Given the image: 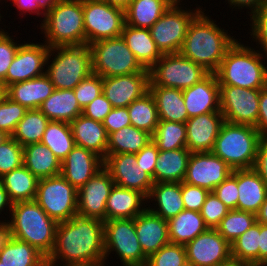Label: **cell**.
Instances as JSON below:
<instances>
[{
    "label": "cell",
    "mask_w": 267,
    "mask_h": 266,
    "mask_svg": "<svg viewBox=\"0 0 267 266\" xmlns=\"http://www.w3.org/2000/svg\"><path fill=\"white\" fill-rule=\"evenodd\" d=\"M155 99L159 120L186 123L189 119L182 90L163 86H149Z\"/></svg>",
    "instance_id": "cell-33"
},
{
    "label": "cell",
    "mask_w": 267,
    "mask_h": 266,
    "mask_svg": "<svg viewBox=\"0 0 267 266\" xmlns=\"http://www.w3.org/2000/svg\"><path fill=\"white\" fill-rule=\"evenodd\" d=\"M28 41L23 40L20 44L17 54L7 70L6 78L0 84V92L11 84L31 80L45 74L50 47L45 42Z\"/></svg>",
    "instance_id": "cell-15"
},
{
    "label": "cell",
    "mask_w": 267,
    "mask_h": 266,
    "mask_svg": "<svg viewBox=\"0 0 267 266\" xmlns=\"http://www.w3.org/2000/svg\"><path fill=\"white\" fill-rule=\"evenodd\" d=\"M104 168L110 173L115 185L149 196L154 182L150 175L137 166L136 154L107 155L104 159Z\"/></svg>",
    "instance_id": "cell-18"
},
{
    "label": "cell",
    "mask_w": 267,
    "mask_h": 266,
    "mask_svg": "<svg viewBox=\"0 0 267 266\" xmlns=\"http://www.w3.org/2000/svg\"><path fill=\"white\" fill-rule=\"evenodd\" d=\"M1 1H3V0H0V3H1V6H2V4H4V2L2 3ZM5 1V3L7 2L6 0H4ZM0 6V7H1ZM2 9V7L0 8V10Z\"/></svg>",
    "instance_id": "cell-74"
},
{
    "label": "cell",
    "mask_w": 267,
    "mask_h": 266,
    "mask_svg": "<svg viewBox=\"0 0 267 266\" xmlns=\"http://www.w3.org/2000/svg\"><path fill=\"white\" fill-rule=\"evenodd\" d=\"M68 266H105V265H68Z\"/></svg>",
    "instance_id": "cell-72"
},
{
    "label": "cell",
    "mask_w": 267,
    "mask_h": 266,
    "mask_svg": "<svg viewBox=\"0 0 267 266\" xmlns=\"http://www.w3.org/2000/svg\"><path fill=\"white\" fill-rule=\"evenodd\" d=\"M112 105L109 100L101 93L91 103L83 108L82 114L90 119L101 122L112 110Z\"/></svg>",
    "instance_id": "cell-55"
},
{
    "label": "cell",
    "mask_w": 267,
    "mask_h": 266,
    "mask_svg": "<svg viewBox=\"0 0 267 266\" xmlns=\"http://www.w3.org/2000/svg\"><path fill=\"white\" fill-rule=\"evenodd\" d=\"M167 224L170 243L182 245L209 229L200 212L186 209L167 220Z\"/></svg>",
    "instance_id": "cell-35"
},
{
    "label": "cell",
    "mask_w": 267,
    "mask_h": 266,
    "mask_svg": "<svg viewBox=\"0 0 267 266\" xmlns=\"http://www.w3.org/2000/svg\"><path fill=\"white\" fill-rule=\"evenodd\" d=\"M104 167V160L83 147L75 146L61 163V175L76 190Z\"/></svg>",
    "instance_id": "cell-22"
},
{
    "label": "cell",
    "mask_w": 267,
    "mask_h": 266,
    "mask_svg": "<svg viewBox=\"0 0 267 266\" xmlns=\"http://www.w3.org/2000/svg\"><path fill=\"white\" fill-rule=\"evenodd\" d=\"M89 47L92 73L98 74L102 78L128 75L145 70L122 36L98 40Z\"/></svg>",
    "instance_id": "cell-8"
},
{
    "label": "cell",
    "mask_w": 267,
    "mask_h": 266,
    "mask_svg": "<svg viewBox=\"0 0 267 266\" xmlns=\"http://www.w3.org/2000/svg\"><path fill=\"white\" fill-rule=\"evenodd\" d=\"M229 210L230 209L219 200L213 192H209L200 213L208 228L215 229Z\"/></svg>",
    "instance_id": "cell-52"
},
{
    "label": "cell",
    "mask_w": 267,
    "mask_h": 266,
    "mask_svg": "<svg viewBox=\"0 0 267 266\" xmlns=\"http://www.w3.org/2000/svg\"><path fill=\"white\" fill-rule=\"evenodd\" d=\"M113 186L110 173L103 167L77 190V215L105 222L106 202Z\"/></svg>",
    "instance_id": "cell-19"
},
{
    "label": "cell",
    "mask_w": 267,
    "mask_h": 266,
    "mask_svg": "<svg viewBox=\"0 0 267 266\" xmlns=\"http://www.w3.org/2000/svg\"><path fill=\"white\" fill-rule=\"evenodd\" d=\"M256 222V214L233 209L215 229L231 244Z\"/></svg>",
    "instance_id": "cell-45"
},
{
    "label": "cell",
    "mask_w": 267,
    "mask_h": 266,
    "mask_svg": "<svg viewBox=\"0 0 267 266\" xmlns=\"http://www.w3.org/2000/svg\"><path fill=\"white\" fill-rule=\"evenodd\" d=\"M41 143L50 149L61 163L76 146L70 124L64 121H50Z\"/></svg>",
    "instance_id": "cell-40"
},
{
    "label": "cell",
    "mask_w": 267,
    "mask_h": 266,
    "mask_svg": "<svg viewBox=\"0 0 267 266\" xmlns=\"http://www.w3.org/2000/svg\"><path fill=\"white\" fill-rule=\"evenodd\" d=\"M249 18V40L255 42L256 49L267 55V1Z\"/></svg>",
    "instance_id": "cell-48"
},
{
    "label": "cell",
    "mask_w": 267,
    "mask_h": 266,
    "mask_svg": "<svg viewBox=\"0 0 267 266\" xmlns=\"http://www.w3.org/2000/svg\"><path fill=\"white\" fill-rule=\"evenodd\" d=\"M104 251L105 266H109L107 260L111 252L115 256L118 255L121 266H145L147 263L148 257L143 253L137 238L134 218L104 222Z\"/></svg>",
    "instance_id": "cell-9"
},
{
    "label": "cell",
    "mask_w": 267,
    "mask_h": 266,
    "mask_svg": "<svg viewBox=\"0 0 267 266\" xmlns=\"http://www.w3.org/2000/svg\"><path fill=\"white\" fill-rule=\"evenodd\" d=\"M180 266H195V265L192 262H190L189 260H186Z\"/></svg>",
    "instance_id": "cell-71"
},
{
    "label": "cell",
    "mask_w": 267,
    "mask_h": 266,
    "mask_svg": "<svg viewBox=\"0 0 267 266\" xmlns=\"http://www.w3.org/2000/svg\"><path fill=\"white\" fill-rule=\"evenodd\" d=\"M232 171L226 162L212 152H192L183 182L212 192Z\"/></svg>",
    "instance_id": "cell-16"
},
{
    "label": "cell",
    "mask_w": 267,
    "mask_h": 266,
    "mask_svg": "<svg viewBox=\"0 0 267 266\" xmlns=\"http://www.w3.org/2000/svg\"><path fill=\"white\" fill-rule=\"evenodd\" d=\"M10 136L4 133L3 131H0V144L5 142Z\"/></svg>",
    "instance_id": "cell-70"
},
{
    "label": "cell",
    "mask_w": 267,
    "mask_h": 266,
    "mask_svg": "<svg viewBox=\"0 0 267 266\" xmlns=\"http://www.w3.org/2000/svg\"><path fill=\"white\" fill-rule=\"evenodd\" d=\"M9 1H11L12 6L16 7L15 9L19 10L18 11L19 14H17V17L21 16L23 18L24 15L26 17V14L27 15L36 14L35 18H33V19L40 17L39 18L41 20L40 22H42L45 15H46V11L42 8L41 4H39L35 0H9ZM7 2H8V0H7Z\"/></svg>",
    "instance_id": "cell-58"
},
{
    "label": "cell",
    "mask_w": 267,
    "mask_h": 266,
    "mask_svg": "<svg viewBox=\"0 0 267 266\" xmlns=\"http://www.w3.org/2000/svg\"><path fill=\"white\" fill-rule=\"evenodd\" d=\"M259 266H267V225L260 224Z\"/></svg>",
    "instance_id": "cell-62"
},
{
    "label": "cell",
    "mask_w": 267,
    "mask_h": 266,
    "mask_svg": "<svg viewBox=\"0 0 267 266\" xmlns=\"http://www.w3.org/2000/svg\"><path fill=\"white\" fill-rule=\"evenodd\" d=\"M182 94L189 118L220 112V86L215 73H209L198 83L182 90Z\"/></svg>",
    "instance_id": "cell-23"
},
{
    "label": "cell",
    "mask_w": 267,
    "mask_h": 266,
    "mask_svg": "<svg viewBox=\"0 0 267 266\" xmlns=\"http://www.w3.org/2000/svg\"><path fill=\"white\" fill-rule=\"evenodd\" d=\"M78 104L83 109L102 93V77L91 73L73 89Z\"/></svg>",
    "instance_id": "cell-51"
},
{
    "label": "cell",
    "mask_w": 267,
    "mask_h": 266,
    "mask_svg": "<svg viewBox=\"0 0 267 266\" xmlns=\"http://www.w3.org/2000/svg\"><path fill=\"white\" fill-rule=\"evenodd\" d=\"M49 77L42 76L7 86L2 93L11 101L21 104L28 110L38 109L54 91Z\"/></svg>",
    "instance_id": "cell-25"
},
{
    "label": "cell",
    "mask_w": 267,
    "mask_h": 266,
    "mask_svg": "<svg viewBox=\"0 0 267 266\" xmlns=\"http://www.w3.org/2000/svg\"><path fill=\"white\" fill-rule=\"evenodd\" d=\"M169 6H184L183 0H164ZM186 1V0H185ZM182 3V4H181ZM184 3V4H183Z\"/></svg>",
    "instance_id": "cell-69"
},
{
    "label": "cell",
    "mask_w": 267,
    "mask_h": 266,
    "mask_svg": "<svg viewBox=\"0 0 267 266\" xmlns=\"http://www.w3.org/2000/svg\"><path fill=\"white\" fill-rule=\"evenodd\" d=\"M260 140L254 126L224 122L211 152L232 170L250 169L254 167Z\"/></svg>",
    "instance_id": "cell-6"
},
{
    "label": "cell",
    "mask_w": 267,
    "mask_h": 266,
    "mask_svg": "<svg viewBox=\"0 0 267 266\" xmlns=\"http://www.w3.org/2000/svg\"><path fill=\"white\" fill-rule=\"evenodd\" d=\"M186 260L185 245L168 243L151 254L145 266H180Z\"/></svg>",
    "instance_id": "cell-47"
},
{
    "label": "cell",
    "mask_w": 267,
    "mask_h": 266,
    "mask_svg": "<svg viewBox=\"0 0 267 266\" xmlns=\"http://www.w3.org/2000/svg\"><path fill=\"white\" fill-rule=\"evenodd\" d=\"M28 109L0 92V131L11 136Z\"/></svg>",
    "instance_id": "cell-46"
},
{
    "label": "cell",
    "mask_w": 267,
    "mask_h": 266,
    "mask_svg": "<svg viewBox=\"0 0 267 266\" xmlns=\"http://www.w3.org/2000/svg\"><path fill=\"white\" fill-rule=\"evenodd\" d=\"M181 194L186 210L200 212L209 191L199 186L181 182Z\"/></svg>",
    "instance_id": "cell-54"
},
{
    "label": "cell",
    "mask_w": 267,
    "mask_h": 266,
    "mask_svg": "<svg viewBox=\"0 0 267 266\" xmlns=\"http://www.w3.org/2000/svg\"><path fill=\"white\" fill-rule=\"evenodd\" d=\"M221 112L200 114L191 117L186 124V148L192 152H211L222 124Z\"/></svg>",
    "instance_id": "cell-21"
},
{
    "label": "cell",
    "mask_w": 267,
    "mask_h": 266,
    "mask_svg": "<svg viewBox=\"0 0 267 266\" xmlns=\"http://www.w3.org/2000/svg\"><path fill=\"white\" fill-rule=\"evenodd\" d=\"M256 219L258 223L267 225V196L261 205L259 212L256 214Z\"/></svg>",
    "instance_id": "cell-65"
},
{
    "label": "cell",
    "mask_w": 267,
    "mask_h": 266,
    "mask_svg": "<svg viewBox=\"0 0 267 266\" xmlns=\"http://www.w3.org/2000/svg\"><path fill=\"white\" fill-rule=\"evenodd\" d=\"M3 266H47V258L27 242L12 238L0 253Z\"/></svg>",
    "instance_id": "cell-39"
},
{
    "label": "cell",
    "mask_w": 267,
    "mask_h": 266,
    "mask_svg": "<svg viewBox=\"0 0 267 266\" xmlns=\"http://www.w3.org/2000/svg\"><path fill=\"white\" fill-rule=\"evenodd\" d=\"M9 220L5 217L14 238L35 247L46 258L54 249L57 222L50 218L35 200L13 203Z\"/></svg>",
    "instance_id": "cell-4"
},
{
    "label": "cell",
    "mask_w": 267,
    "mask_h": 266,
    "mask_svg": "<svg viewBox=\"0 0 267 266\" xmlns=\"http://www.w3.org/2000/svg\"><path fill=\"white\" fill-rule=\"evenodd\" d=\"M75 145L100 156H107L108 134L101 122L79 115L70 123Z\"/></svg>",
    "instance_id": "cell-27"
},
{
    "label": "cell",
    "mask_w": 267,
    "mask_h": 266,
    "mask_svg": "<svg viewBox=\"0 0 267 266\" xmlns=\"http://www.w3.org/2000/svg\"><path fill=\"white\" fill-rule=\"evenodd\" d=\"M13 238L12 230L7 221H0V253Z\"/></svg>",
    "instance_id": "cell-63"
},
{
    "label": "cell",
    "mask_w": 267,
    "mask_h": 266,
    "mask_svg": "<svg viewBox=\"0 0 267 266\" xmlns=\"http://www.w3.org/2000/svg\"><path fill=\"white\" fill-rule=\"evenodd\" d=\"M102 124L105 127L107 134L131 125L127 107L112 108L110 113L102 121Z\"/></svg>",
    "instance_id": "cell-56"
},
{
    "label": "cell",
    "mask_w": 267,
    "mask_h": 266,
    "mask_svg": "<svg viewBox=\"0 0 267 266\" xmlns=\"http://www.w3.org/2000/svg\"><path fill=\"white\" fill-rule=\"evenodd\" d=\"M219 266H256V265L246 264V263L231 260L230 262L223 264V265H219Z\"/></svg>",
    "instance_id": "cell-68"
},
{
    "label": "cell",
    "mask_w": 267,
    "mask_h": 266,
    "mask_svg": "<svg viewBox=\"0 0 267 266\" xmlns=\"http://www.w3.org/2000/svg\"><path fill=\"white\" fill-rule=\"evenodd\" d=\"M85 44L120 37L125 24V9L102 0H82Z\"/></svg>",
    "instance_id": "cell-12"
},
{
    "label": "cell",
    "mask_w": 267,
    "mask_h": 266,
    "mask_svg": "<svg viewBox=\"0 0 267 266\" xmlns=\"http://www.w3.org/2000/svg\"><path fill=\"white\" fill-rule=\"evenodd\" d=\"M23 165V146L11 136L0 144V177Z\"/></svg>",
    "instance_id": "cell-49"
},
{
    "label": "cell",
    "mask_w": 267,
    "mask_h": 266,
    "mask_svg": "<svg viewBox=\"0 0 267 266\" xmlns=\"http://www.w3.org/2000/svg\"><path fill=\"white\" fill-rule=\"evenodd\" d=\"M50 120L39 110H28L18 122L11 137L23 147L42 141L45 129Z\"/></svg>",
    "instance_id": "cell-41"
},
{
    "label": "cell",
    "mask_w": 267,
    "mask_h": 266,
    "mask_svg": "<svg viewBox=\"0 0 267 266\" xmlns=\"http://www.w3.org/2000/svg\"><path fill=\"white\" fill-rule=\"evenodd\" d=\"M191 6L190 9L185 6H170L149 29L162 54L180 52L190 23L204 9L198 4L193 9Z\"/></svg>",
    "instance_id": "cell-10"
},
{
    "label": "cell",
    "mask_w": 267,
    "mask_h": 266,
    "mask_svg": "<svg viewBox=\"0 0 267 266\" xmlns=\"http://www.w3.org/2000/svg\"><path fill=\"white\" fill-rule=\"evenodd\" d=\"M230 210L237 209L238 202V187H237V169L232 171V174L225 179L220 185L216 186L213 191Z\"/></svg>",
    "instance_id": "cell-53"
},
{
    "label": "cell",
    "mask_w": 267,
    "mask_h": 266,
    "mask_svg": "<svg viewBox=\"0 0 267 266\" xmlns=\"http://www.w3.org/2000/svg\"><path fill=\"white\" fill-rule=\"evenodd\" d=\"M190 155L187 148L160 151L154 169V183L183 182Z\"/></svg>",
    "instance_id": "cell-32"
},
{
    "label": "cell",
    "mask_w": 267,
    "mask_h": 266,
    "mask_svg": "<svg viewBox=\"0 0 267 266\" xmlns=\"http://www.w3.org/2000/svg\"><path fill=\"white\" fill-rule=\"evenodd\" d=\"M260 223H254L231 245V258L234 261L259 266Z\"/></svg>",
    "instance_id": "cell-43"
},
{
    "label": "cell",
    "mask_w": 267,
    "mask_h": 266,
    "mask_svg": "<svg viewBox=\"0 0 267 266\" xmlns=\"http://www.w3.org/2000/svg\"><path fill=\"white\" fill-rule=\"evenodd\" d=\"M253 169L267 185V138H261Z\"/></svg>",
    "instance_id": "cell-60"
},
{
    "label": "cell",
    "mask_w": 267,
    "mask_h": 266,
    "mask_svg": "<svg viewBox=\"0 0 267 266\" xmlns=\"http://www.w3.org/2000/svg\"><path fill=\"white\" fill-rule=\"evenodd\" d=\"M220 86V112L225 122L256 127L260 89Z\"/></svg>",
    "instance_id": "cell-14"
},
{
    "label": "cell",
    "mask_w": 267,
    "mask_h": 266,
    "mask_svg": "<svg viewBox=\"0 0 267 266\" xmlns=\"http://www.w3.org/2000/svg\"><path fill=\"white\" fill-rule=\"evenodd\" d=\"M0 12H1V11H0ZM2 18H4V16L0 13V21H1V22H3V21L1 20ZM1 22H0V24H3V23H1Z\"/></svg>",
    "instance_id": "cell-73"
},
{
    "label": "cell",
    "mask_w": 267,
    "mask_h": 266,
    "mask_svg": "<svg viewBox=\"0 0 267 266\" xmlns=\"http://www.w3.org/2000/svg\"><path fill=\"white\" fill-rule=\"evenodd\" d=\"M151 141L152 135L147 131L128 125L108 134L107 155L137 154Z\"/></svg>",
    "instance_id": "cell-37"
},
{
    "label": "cell",
    "mask_w": 267,
    "mask_h": 266,
    "mask_svg": "<svg viewBox=\"0 0 267 266\" xmlns=\"http://www.w3.org/2000/svg\"><path fill=\"white\" fill-rule=\"evenodd\" d=\"M0 180L13 203L35 200L39 179L24 165L4 174Z\"/></svg>",
    "instance_id": "cell-36"
},
{
    "label": "cell",
    "mask_w": 267,
    "mask_h": 266,
    "mask_svg": "<svg viewBox=\"0 0 267 266\" xmlns=\"http://www.w3.org/2000/svg\"><path fill=\"white\" fill-rule=\"evenodd\" d=\"M23 165L38 179L61 173L60 160L41 142L23 147Z\"/></svg>",
    "instance_id": "cell-34"
},
{
    "label": "cell",
    "mask_w": 267,
    "mask_h": 266,
    "mask_svg": "<svg viewBox=\"0 0 267 266\" xmlns=\"http://www.w3.org/2000/svg\"><path fill=\"white\" fill-rule=\"evenodd\" d=\"M39 24L42 42L50 48L85 44L82 0H58Z\"/></svg>",
    "instance_id": "cell-5"
},
{
    "label": "cell",
    "mask_w": 267,
    "mask_h": 266,
    "mask_svg": "<svg viewBox=\"0 0 267 266\" xmlns=\"http://www.w3.org/2000/svg\"><path fill=\"white\" fill-rule=\"evenodd\" d=\"M237 210L257 214L267 196V185L253 169H237Z\"/></svg>",
    "instance_id": "cell-28"
},
{
    "label": "cell",
    "mask_w": 267,
    "mask_h": 266,
    "mask_svg": "<svg viewBox=\"0 0 267 266\" xmlns=\"http://www.w3.org/2000/svg\"><path fill=\"white\" fill-rule=\"evenodd\" d=\"M121 36L145 69H150L163 55L156 47L148 28L124 24Z\"/></svg>",
    "instance_id": "cell-30"
},
{
    "label": "cell",
    "mask_w": 267,
    "mask_h": 266,
    "mask_svg": "<svg viewBox=\"0 0 267 266\" xmlns=\"http://www.w3.org/2000/svg\"><path fill=\"white\" fill-rule=\"evenodd\" d=\"M255 128L261 138H267V85L260 89L259 115Z\"/></svg>",
    "instance_id": "cell-59"
},
{
    "label": "cell",
    "mask_w": 267,
    "mask_h": 266,
    "mask_svg": "<svg viewBox=\"0 0 267 266\" xmlns=\"http://www.w3.org/2000/svg\"><path fill=\"white\" fill-rule=\"evenodd\" d=\"M13 202L10 200L8 193L6 192L5 188L3 187L1 180H0V215L2 212L6 211L9 215L12 209Z\"/></svg>",
    "instance_id": "cell-64"
},
{
    "label": "cell",
    "mask_w": 267,
    "mask_h": 266,
    "mask_svg": "<svg viewBox=\"0 0 267 266\" xmlns=\"http://www.w3.org/2000/svg\"><path fill=\"white\" fill-rule=\"evenodd\" d=\"M105 265L104 221L74 216L57 224L47 266Z\"/></svg>",
    "instance_id": "cell-1"
},
{
    "label": "cell",
    "mask_w": 267,
    "mask_h": 266,
    "mask_svg": "<svg viewBox=\"0 0 267 266\" xmlns=\"http://www.w3.org/2000/svg\"><path fill=\"white\" fill-rule=\"evenodd\" d=\"M266 1L267 0H225L224 2H227L229 7L232 8L231 11H233L234 8L236 12L238 10L242 12V9H247L246 14L251 17Z\"/></svg>",
    "instance_id": "cell-61"
},
{
    "label": "cell",
    "mask_w": 267,
    "mask_h": 266,
    "mask_svg": "<svg viewBox=\"0 0 267 266\" xmlns=\"http://www.w3.org/2000/svg\"><path fill=\"white\" fill-rule=\"evenodd\" d=\"M241 41V42H240ZM238 38L215 72L219 85L262 89L267 85V55ZM266 61V62H265Z\"/></svg>",
    "instance_id": "cell-3"
},
{
    "label": "cell",
    "mask_w": 267,
    "mask_h": 266,
    "mask_svg": "<svg viewBox=\"0 0 267 266\" xmlns=\"http://www.w3.org/2000/svg\"><path fill=\"white\" fill-rule=\"evenodd\" d=\"M150 71L102 78V93L113 108L128 107L149 91Z\"/></svg>",
    "instance_id": "cell-20"
},
{
    "label": "cell",
    "mask_w": 267,
    "mask_h": 266,
    "mask_svg": "<svg viewBox=\"0 0 267 266\" xmlns=\"http://www.w3.org/2000/svg\"><path fill=\"white\" fill-rule=\"evenodd\" d=\"M181 195L180 182L154 183L147 197V209L153 214L169 220L185 209ZM150 202H153L154 206Z\"/></svg>",
    "instance_id": "cell-29"
},
{
    "label": "cell",
    "mask_w": 267,
    "mask_h": 266,
    "mask_svg": "<svg viewBox=\"0 0 267 266\" xmlns=\"http://www.w3.org/2000/svg\"><path fill=\"white\" fill-rule=\"evenodd\" d=\"M8 32L5 28L0 27V84L5 80L7 70L21 44V42L14 40L17 37L10 35L12 32Z\"/></svg>",
    "instance_id": "cell-50"
},
{
    "label": "cell",
    "mask_w": 267,
    "mask_h": 266,
    "mask_svg": "<svg viewBox=\"0 0 267 266\" xmlns=\"http://www.w3.org/2000/svg\"><path fill=\"white\" fill-rule=\"evenodd\" d=\"M205 11L203 9L190 23L179 53L209 73H215L237 37L230 34V28L226 30L216 24Z\"/></svg>",
    "instance_id": "cell-2"
},
{
    "label": "cell",
    "mask_w": 267,
    "mask_h": 266,
    "mask_svg": "<svg viewBox=\"0 0 267 266\" xmlns=\"http://www.w3.org/2000/svg\"><path fill=\"white\" fill-rule=\"evenodd\" d=\"M91 73V50L88 44L50 48L45 74L55 89H74Z\"/></svg>",
    "instance_id": "cell-7"
},
{
    "label": "cell",
    "mask_w": 267,
    "mask_h": 266,
    "mask_svg": "<svg viewBox=\"0 0 267 266\" xmlns=\"http://www.w3.org/2000/svg\"><path fill=\"white\" fill-rule=\"evenodd\" d=\"M186 124L159 120L152 141L159 151L186 148Z\"/></svg>",
    "instance_id": "cell-44"
},
{
    "label": "cell",
    "mask_w": 267,
    "mask_h": 266,
    "mask_svg": "<svg viewBox=\"0 0 267 266\" xmlns=\"http://www.w3.org/2000/svg\"><path fill=\"white\" fill-rule=\"evenodd\" d=\"M169 7L164 0H132L125 8V24L150 29Z\"/></svg>",
    "instance_id": "cell-38"
},
{
    "label": "cell",
    "mask_w": 267,
    "mask_h": 266,
    "mask_svg": "<svg viewBox=\"0 0 267 266\" xmlns=\"http://www.w3.org/2000/svg\"><path fill=\"white\" fill-rule=\"evenodd\" d=\"M102 1L125 9L132 0H102Z\"/></svg>",
    "instance_id": "cell-66"
},
{
    "label": "cell",
    "mask_w": 267,
    "mask_h": 266,
    "mask_svg": "<svg viewBox=\"0 0 267 266\" xmlns=\"http://www.w3.org/2000/svg\"><path fill=\"white\" fill-rule=\"evenodd\" d=\"M50 121L70 123L83 109L78 104L73 89H54L53 93L38 108Z\"/></svg>",
    "instance_id": "cell-31"
},
{
    "label": "cell",
    "mask_w": 267,
    "mask_h": 266,
    "mask_svg": "<svg viewBox=\"0 0 267 266\" xmlns=\"http://www.w3.org/2000/svg\"><path fill=\"white\" fill-rule=\"evenodd\" d=\"M39 4H41L42 8L45 11H48L49 9L53 8L58 0H35Z\"/></svg>",
    "instance_id": "cell-67"
},
{
    "label": "cell",
    "mask_w": 267,
    "mask_h": 266,
    "mask_svg": "<svg viewBox=\"0 0 267 266\" xmlns=\"http://www.w3.org/2000/svg\"><path fill=\"white\" fill-rule=\"evenodd\" d=\"M187 260L195 266H219L232 260L230 243L209 228L185 245Z\"/></svg>",
    "instance_id": "cell-17"
},
{
    "label": "cell",
    "mask_w": 267,
    "mask_h": 266,
    "mask_svg": "<svg viewBox=\"0 0 267 266\" xmlns=\"http://www.w3.org/2000/svg\"><path fill=\"white\" fill-rule=\"evenodd\" d=\"M149 86L184 90L205 78L209 72L180 53L163 54L149 69Z\"/></svg>",
    "instance_id": "cell-11"
},
{
    "label": "cell",
    "mask_w": 267,
    "mask_h": 266,
    "mask_svg": "<svg viewBox=\"0 0 267 266\" xmlns=\"http://www.w3.org/2000/svg\"><path fill=\"white\" fill-rule=\"evenodd\" d=\"M146 209L147 197L144 194L114 184L106 202L105 221L135 218Z\"/></svg>",
    "instance_id": "cell-26"
},
{
    "label": "cell",
    "mask_w": 267,
    "mask_h": 266,
    "mask_svg": "<svg viewBox=\"0 0 267 266\" xmlns=\"http://www.w3.org/2000/svg\"><path fill=\"white\" fill-rule=\"evenodd\" d=\"M157 145L151 141L140 152L136 154L137 166H140L154 182V169L159 155Z\"/></svg>",
    "instance_id": "cell-57"
},
{
    "label": "cell",
    "mask_w": 267,
    "mask_h": 266,
    "mask_svg": "<svg viewBox=\"0 0 267 266\" xmlns=\"http://www.w3.org/2000/svg\"><path fill=\"white\" fill-rule=\"evenodd\" d=\"M35 201L57 223L77 216V190L61 174L39 179Z\"/></svg>",
    "instance_id": "cell-13"
},
{
    "label": "cell",
    "mask_w": 267,
    "mask_h": 266,
    "mask_svg": "<svg viewBox=\"0 0 267 266\" xmlns=\"http://www.w3.org/2000/svg\"><path fill=\"white\" fill-rule=\"evenodd\" d=\"M134 223L138 241L147 257L170 243L167 220L148 209L137 215Z\"/></svg>",
    "instance_id": "cell-24"
},
{
    "label": "cell",
    "mask_w": 267,
    "mask_h": 266,
    "mask_svg": "<svg viewBox=\"0 0 267 266\" xmlns=\"http://www.w3.org/2000/svg\"><path fill=\"white\" fill-rule=\"evenodd\" d=\"M131 125L153 135L159 124L155 99L150 91L133 101L128 107Z\"/></svg>",
    "instance_id": "cell-42"
}]
</instances>
